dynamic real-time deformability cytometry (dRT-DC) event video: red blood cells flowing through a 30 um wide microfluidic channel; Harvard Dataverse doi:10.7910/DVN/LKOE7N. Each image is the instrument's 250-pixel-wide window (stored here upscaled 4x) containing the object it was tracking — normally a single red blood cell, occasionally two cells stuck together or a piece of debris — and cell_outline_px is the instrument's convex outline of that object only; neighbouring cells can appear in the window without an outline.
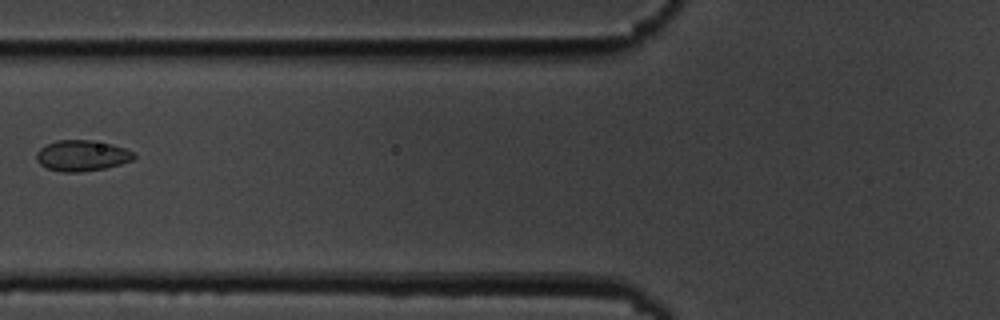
{"species": "common noctule bat (a hibernating species)", "species_latin": "Nyctalus noctula", "temperature_condition": "cold", "stored_images_in_passage": 8, "camera_frame_rate_fps": 3000, "um_per_image_px": 0.085, "animal": {"sex": "male", "body_mass_g": 19.5, "forearm_length_mm": 54.6}, "frame": {"image": 1, "passage_image": 7, "time_ms": 7.0, "image_size_px": [1000, 320], "cell_outline_px": [[136, 156], [132, 160], [120, 164], [104, 168], [80, 172], [60, 172], [48, 168], [40, 164], [36, 160], [36, 152], [40, 148], [56, 140], [92, 140], [112, 144], [136, 152]], "centroid_in_image_um": [6.97, 13.22], "position_along_channel_um": 118.8, "area_um2": 17.57}}
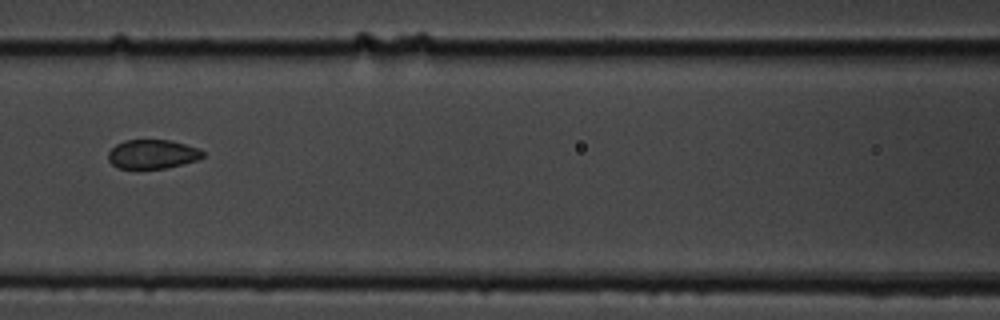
{"frame": {"image": 2, "passage_image": 8, "time_ms": 8.0, "image_size_px": [1000, 320], "cell_outline_px": [[204, 156], [196, 160], [164, 168], [116, 168], [108, 160], [108, 152], [116, 144], [124, 140], [168, 140], [200, 148], [204, 152]], "centroid_in_image_um": [12.93, 13.09], "position_along_channel_um": 153.7, "area_um2": 15.9}}